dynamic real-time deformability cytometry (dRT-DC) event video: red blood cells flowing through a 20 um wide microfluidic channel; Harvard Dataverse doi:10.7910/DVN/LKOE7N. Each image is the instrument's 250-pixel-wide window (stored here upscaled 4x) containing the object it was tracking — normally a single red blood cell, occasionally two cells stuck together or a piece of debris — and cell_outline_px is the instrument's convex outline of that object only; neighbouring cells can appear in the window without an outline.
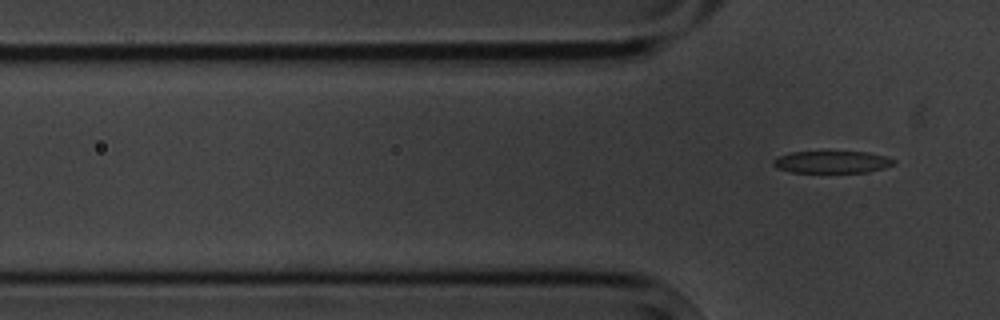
{"species": "common noctule bat (a hibernating species)", "species_latin": "Nyctalus noctula", "temperature_condition": "cold", "stored_images_in_passage": 6, "camera_frame_rate_fps": 3000, "um_per_image_px": 0.085, "animal": {"sex": "male", "body_mass_g": 20.1, "forearm_length_mm": 53.5}, "frame": {"image": 1, "passage_image": 6, "time_ms": 6.667, "image_size_px": [1000, 320], "cell_outline_px": [[896, 164], [884, 168], [868, 172], [792, 172], [776, 168], [772, 164], [772, 160], [776, 156], [792, 152], [868, 152], [884, 156], [896, 160]], "centroid_in_image_um": [70.7, 13.77], "position_along_channel_um": 55.1, "area_um2": 15.61}}